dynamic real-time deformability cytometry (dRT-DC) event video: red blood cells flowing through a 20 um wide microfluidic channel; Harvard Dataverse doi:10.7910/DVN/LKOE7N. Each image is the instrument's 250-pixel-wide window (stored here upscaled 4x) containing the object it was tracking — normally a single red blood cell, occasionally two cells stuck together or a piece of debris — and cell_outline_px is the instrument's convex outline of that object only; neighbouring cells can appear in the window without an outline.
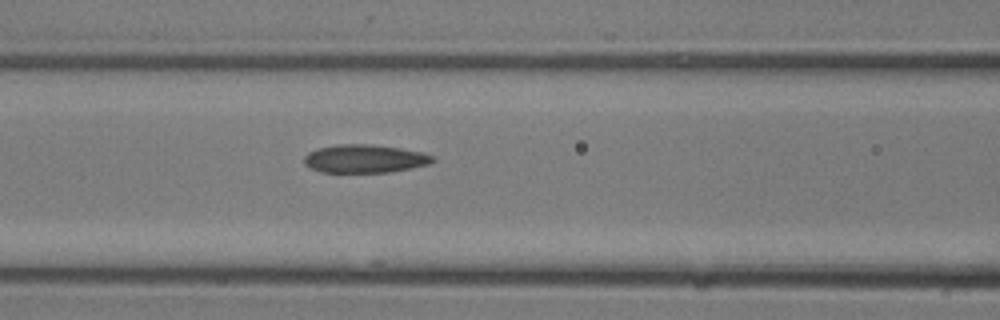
{"species": "common noctule bat (a hibernating species)", "species_latin": "Nyctalus noctula", "temperature_condition": "room temperature", "stored_images_in_passage": 11, "segment_of_instrument_passage": [1, 2], "camera_frame_rate_fps": 3000, "um_per_image_px": 0.085, "animal": {"sex": "male", "body_mass_g": 13.3}, "frame": {"image": 1, "passage_image": 10, "time_ms": 3.0, "image_size_px": [1000, 320], "cell_outline_px": [[436, 160], [428, 164], [412, 168], [392, 172], [320, 172], [304, 164], [304, 156], [308, 152], [316, 148], [336, 144], [372, 144], [400, 148], [424, 152], [432, 156]], "centroid_in_image_um": [31.0, 13.48], "position_along_channel_um": 135.6, "area_um2": 21.33}}